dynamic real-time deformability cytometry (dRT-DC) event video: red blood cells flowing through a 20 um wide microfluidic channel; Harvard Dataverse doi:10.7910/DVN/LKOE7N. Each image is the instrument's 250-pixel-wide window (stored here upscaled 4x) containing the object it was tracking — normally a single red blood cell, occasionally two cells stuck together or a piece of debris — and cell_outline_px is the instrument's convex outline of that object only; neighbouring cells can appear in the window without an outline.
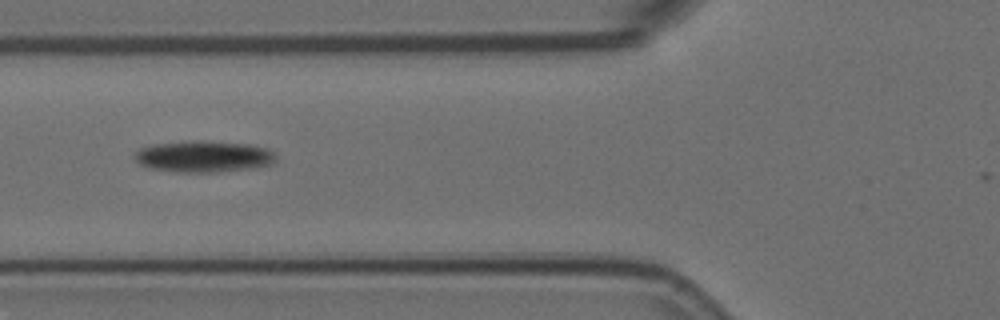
{"species": "Egyptian fruit bat (a non-hibernating species)", "species_latin": "Rousettus aegyptiacus", "temperature_condition": "room temperature", "stored_images_in_passage": 7, "camera_frame_rate_fps": 3000, "um_per_image_px": 0.085, "animal": {"sex": "female"}, "frame": {"image": 1, "passage_image": 3, "time_ms": 0.667, "image_size_px": [1000, 320], "cell_outline_px": [[276, 160], [272, 164], [252, 168], [216, 172], [172, 172], [144, 168], [136, 160], [136, 152], [140, 148], [156, 144], [200, 140], [248, 144], [268, 148], [272, 152]], "centroid_in_image_um": [17.29, 13.31], "position_along_channel_um": 108.5, "area_um2": 25.89}}
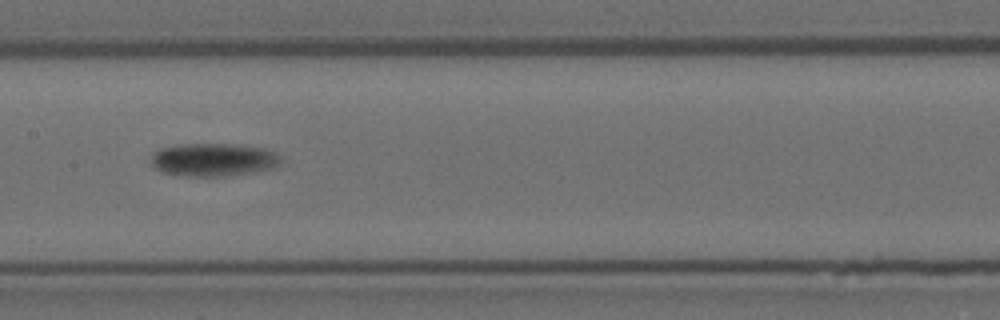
{"frame": {"image": 2, "passage_image": 5, "time_ms": 1.333, "image_size_px": [1000, 320], "cell_outline_px": [[280, 164], [276, 168], [252, 172], [224, 176], [188, 176], [164, 172], [156, 168], [152, 164], [152, 152], [160, 148], [176, 144], [228, 144], [264, 148], [280, 156]], "centroid_in_image_um": [18.13, 13.57], "position_along_channel_um": 189.3, "area_um2": 24.85}}
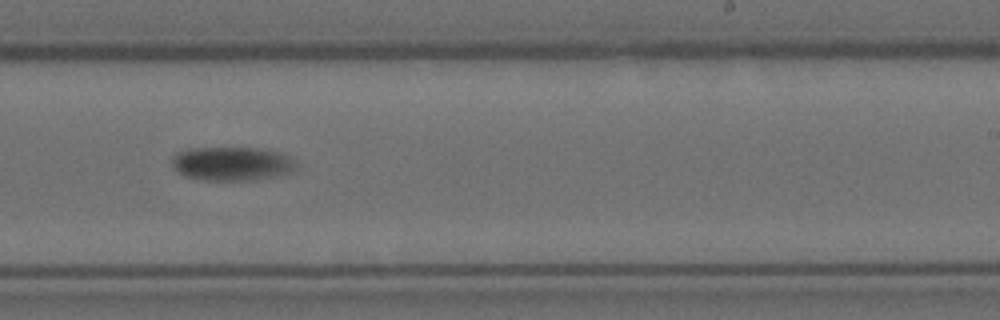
{"frame": {"image": 3, "passage_image": 7, "time_ms": 2.0, "image_size_px": [1000, 320], "cell_outline_px": [[300, 168], [292, 172], [256, 180], [196, 180], [184, 176], [172, 164], [172, 156], [176, 152], [192, 148], [256, 148], [280, 152], [288, 156]], "centroid_in_image_um": [19.72, 13.92], "position_along_channel_um": 269.3, "area_um2": 24.62}}